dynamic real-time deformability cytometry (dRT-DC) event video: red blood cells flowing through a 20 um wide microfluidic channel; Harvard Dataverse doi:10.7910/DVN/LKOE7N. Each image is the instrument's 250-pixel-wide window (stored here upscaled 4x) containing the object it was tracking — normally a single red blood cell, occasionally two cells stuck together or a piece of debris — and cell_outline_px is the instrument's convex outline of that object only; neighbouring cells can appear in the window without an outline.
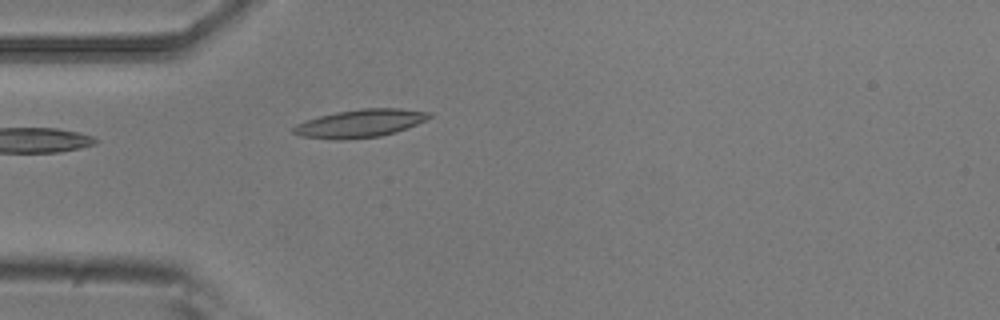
{"species": "common noctule bat (a hibernating species)", "species_latin": "Nyctalus noctula", "temperature_condition": "room temperature", "stored_images_in_passage": 2, "camera_frame_rate_fps": 3000, "um_per_image_px": 0.085, "animal": {"sex": "male", "body_mass_g": 20.5, "forearm_length_mm": 52.5}, "frame": {"image": 1, "passage_image": 2, "time_ms": 0.333, "image_size_px": [1000, 320], "cell_outline_px": [[432, 116], [416, 124], [396, 132], [380, 136], [348, 140], [332, 140], [300, 136], [292, 132], [292, 128], [296, 124], [320, 116], [336, 112], [360, 108], [400, 108], [432, 112]], "centroid_in_image_um": [30.6, 10.49], "position_along_channel_um": 54.4, "area_um2": 22.25}}